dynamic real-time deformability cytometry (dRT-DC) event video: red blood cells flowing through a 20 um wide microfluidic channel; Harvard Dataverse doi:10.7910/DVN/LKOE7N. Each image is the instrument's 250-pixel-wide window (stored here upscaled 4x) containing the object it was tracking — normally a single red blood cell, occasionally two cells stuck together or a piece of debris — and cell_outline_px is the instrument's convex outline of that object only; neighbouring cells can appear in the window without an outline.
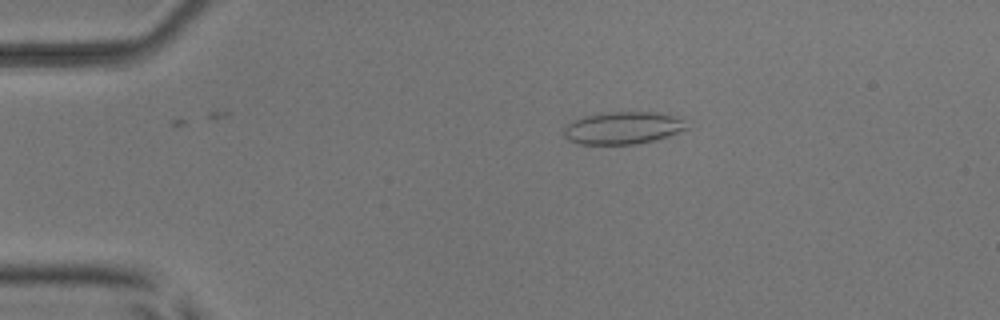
{"species": "common noctule bat (a hibernating species)", "species_latin": "Nyctalus noctula", "temperature_condition": "room temperature", "stored_images_in_passage": 9, "camera_frame_rate_fps": 3000, "um_per_image_px": 0.085, "animal": {"sex": "male", "body_mass_g": 17.9, "forearm_length_mm": 54.2}, "frame": {"image": 1, "passage_image": 4, "time_ms": 1.0, "image_size_px": [1000, 320], "cell_outline_px": [[688, 128], [668, 136], [656, 140], [636, 144], [580, 144], [568, 140], [564, 136], [564, 128], [572, 120], [584, 116], [604, 112], [656, 112], [676, 116]], "centroid_in_image_um": [52.9, 10.87], "position_along_channel_um": 32.1, "area_um2": 23.12}}
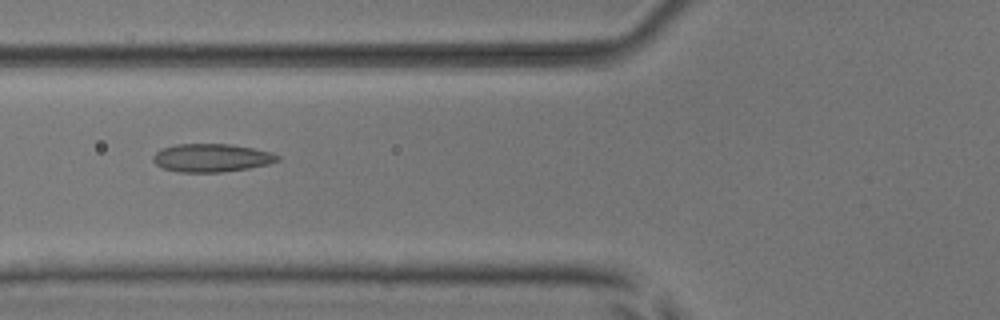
{"frame": {"image": 2, "passage_image": 7, "time_ms": 2.0, "image_size_px": [1000, 320], "cell_outline_px": [[280, 160], [268, 164], [248, 168], [220, 172], [180, 172], [164, 168], [156, 164], [152, 160], [152, 156], [160, 148], [176, 144], [228, 144], [252, 148], [272, 152], [280, 156]], "centroid_in_image_um": [17.97, 13.41], "position_along_channel_um": 107.8, "area_um2": 20.4}}
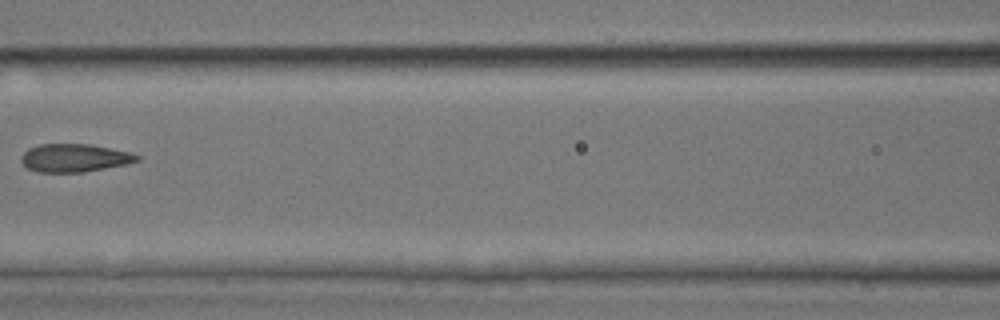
{"frame": {"image": 3, "passage_image": 8, "time_ms": 2.333, "image_size_px": [1000, 320], "cell_outline_px": [[140, 160], [128, 164], [84, 172], [36, 172], [28, 168], [20, 160], [20, 156], [28, 148], [40, 144], [92, 144], [128, 152], [140, 156]], "centroid_in_image_um": [6.32, 13.42], "position_along_channel_um": 160.3, "area_um2": 19.02}}